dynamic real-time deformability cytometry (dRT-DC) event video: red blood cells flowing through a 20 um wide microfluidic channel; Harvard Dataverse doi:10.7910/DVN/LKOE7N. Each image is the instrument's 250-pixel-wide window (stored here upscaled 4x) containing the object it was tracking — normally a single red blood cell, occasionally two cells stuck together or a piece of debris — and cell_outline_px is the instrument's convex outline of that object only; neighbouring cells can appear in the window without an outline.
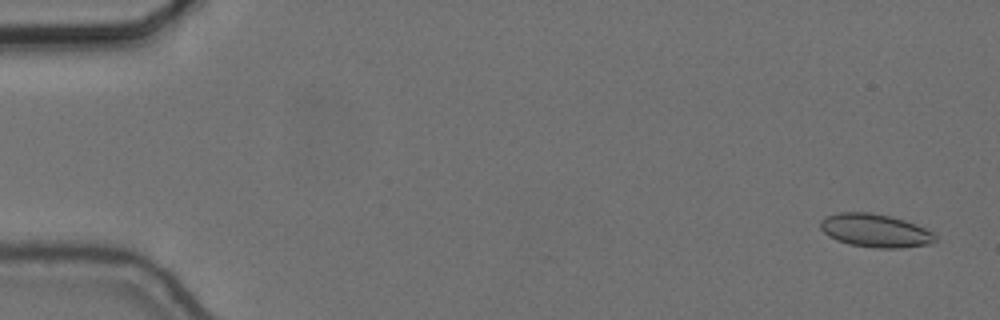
{"species": "common noctule bat (a hibernating species)", "species_latin": "Nyctalus noctula", "temperature_condition": "cold", "stored_images_in_passage": 57, "camera_frame_rate_fps": 3000, "um_per_image_px": 0.085, "animal": {"sex": "female", "body_mass_g": 24.6, "forearm_length_mm": 56.2}, "frame": {"image": 1, "passage_image": 3, "time_ms": 0.667, "image_size_px": [1000, 320], "cell_outline_px": [[936, 240], [932, 244], [900, 248], [876, 248], [848, 244], [836, 240], [828, 236], [820, 228], [820, 220], [824, 216], [840, 212], [868, 212], [888, 216], [904, 220], [916, 224], [932, 232], [936, 236]], "centroid_in_image_um": [74.37, 19.6], "position_along_channel_um": 10.6, "area_um2": 22.37}}
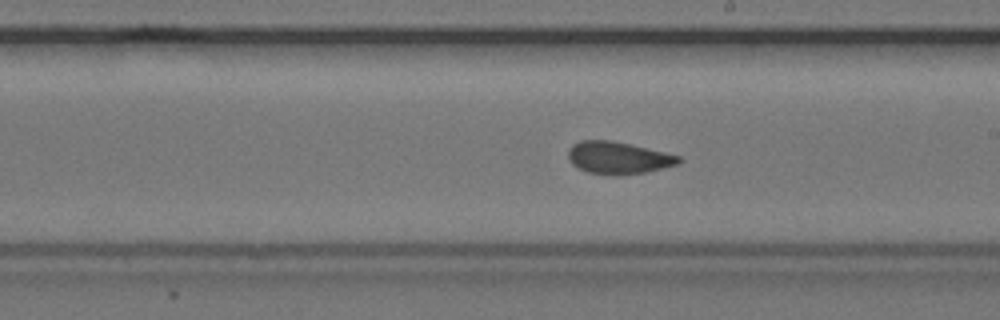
{"frame": {"image": 2, "passage_image": 33, "time_ms": 10.667, "image_size_px": [1000, 320], "cell_outline_px": [[684, 160], [680, 164], [644, 172], [616, 176], [588, 172], [572, 164], [568, 160], [568, 148], [572, 144], [580, 140], [612, 140], [664, 152], [680, 156]], "centroid_in_image_um": [52.54, 13.41], "position_along_channel_um": 236.5, "area_um2": 20.87}}
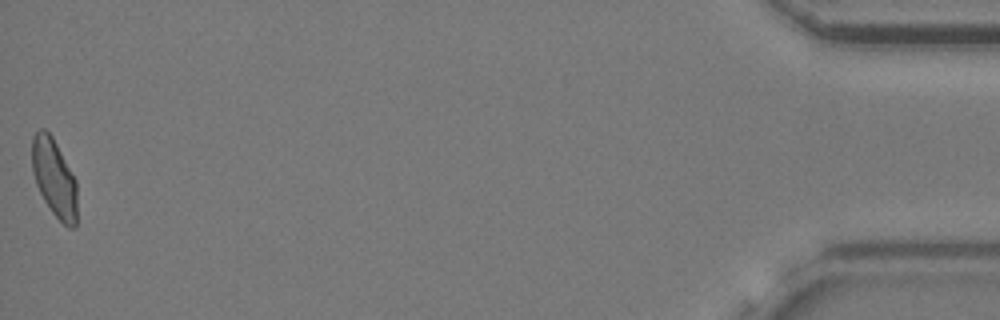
{"frame": {"image": 3, "passage_image": 57, "time_ms": 18.667, "image_size_px": [1000, 320], "cell_outline_px": [[76, 228], [68, 228], [52, 212], [44, 200], [36, 184], [32, 172], [32, 136], [40, 128], [44, 128], [52, 136], [76, 180]], "centroid_in_image_um": [4.6, 15.12], "position_along_channel_um": 430.6, "area_um2": 20.4}, "authors_computed_cell_mechanics": {"area_um2": 20.7502, "velocity_mm_per_s": 3.6546, "shape_relaxation_time_tau1_ms": 10.4192, "shape_relaxation_time_tau2_ms": 1.7427, "deformation_change_tau1": 0.1615, "deformation_change_tau2": 0.0678}}